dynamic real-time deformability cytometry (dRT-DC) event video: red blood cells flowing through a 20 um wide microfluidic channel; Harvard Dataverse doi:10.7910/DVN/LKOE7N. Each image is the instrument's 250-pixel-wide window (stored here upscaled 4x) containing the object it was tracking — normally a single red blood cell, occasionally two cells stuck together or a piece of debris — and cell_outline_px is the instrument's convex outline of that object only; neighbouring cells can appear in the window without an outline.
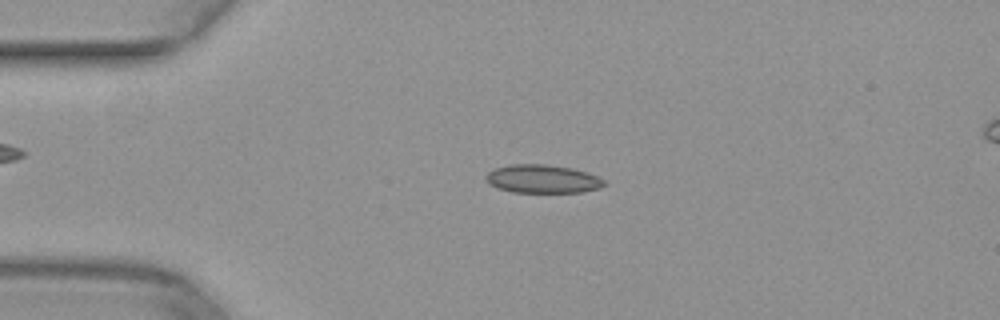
{"species": "common noctule bat (a hibernating species)", "species_latin": "Nyctalus noctula", "temperature_condition": "warm", "stored_images_in_passage": 25, "camera_frame_rate_fps": 3000, "um_per_image_px": 0.085, "animal": {"sex": "female", "body_mass_g": 29.2, "forearm_length_mm": 56.3}, "frame": {"image": 1, "passage_image": 11, "time_ms": 3.333, "image_size_px": [1000, 320], "cell_outline_px": [[604, 184], [600, 188], [580, 192], [512, 192], [496, 188], [488, 184], [484, 176], [488, 172], [496, 168], [512, 164], [548, 164], [572, 168], [588, 172], [604, 180]], "centroid_in_image_um": [46.08, 15.2], "position_along_channel_um": 38.9, "area_um2": 19.59}}
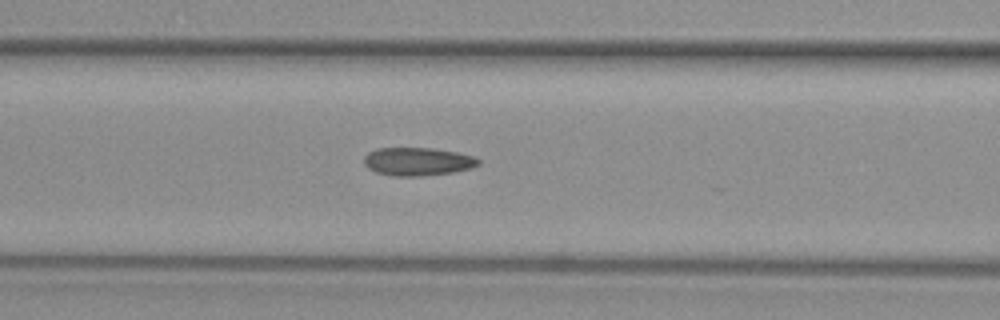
{"frame": {"image": 2, "passage_image": 20, "time_ms": 6.333, "image_size_px": [1000, 320], "cell_outline_px": [[480, 164], [472, 168], [452, 172], [420, 176], [392, 176], [376, 172], [368, 168], [364, 164], [364, 156], [368, 152], [376, 148], [432, 148], [456, 152], [472, 156], [480, 160]], "centroid_in_image_um": [35.48, 13.73], "position_along_channel_um": 131.1, "area_um2": 18.79}}
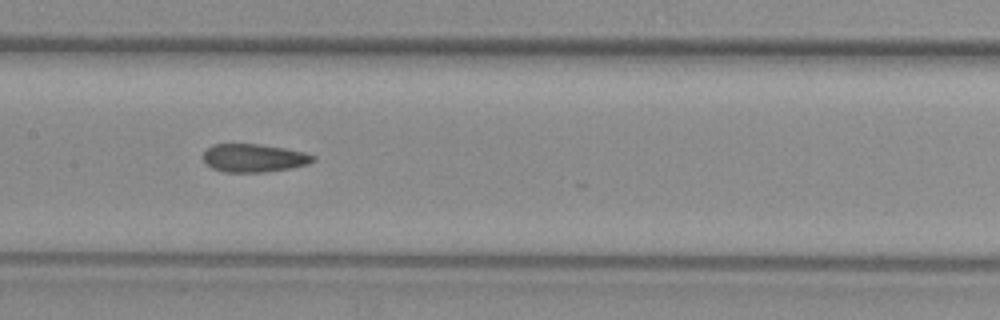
{"frame": {"image": 3, "passage_image": 24, "time_ms": 7.667, "image_size_px": [1000, 320], "cell_outline_px": [[316, 160], [308, 164], [292, 168], [264, 172], [224, 172], [212, 168], [204, 160], [204, 152], [212, 144], [260, 144], [284, 148], [304, 152], [316, 156]], "centroid_in_image_um": [21.61, 13.43], "position_along_channel_um": 185.8, "area_um2": 18.03}}